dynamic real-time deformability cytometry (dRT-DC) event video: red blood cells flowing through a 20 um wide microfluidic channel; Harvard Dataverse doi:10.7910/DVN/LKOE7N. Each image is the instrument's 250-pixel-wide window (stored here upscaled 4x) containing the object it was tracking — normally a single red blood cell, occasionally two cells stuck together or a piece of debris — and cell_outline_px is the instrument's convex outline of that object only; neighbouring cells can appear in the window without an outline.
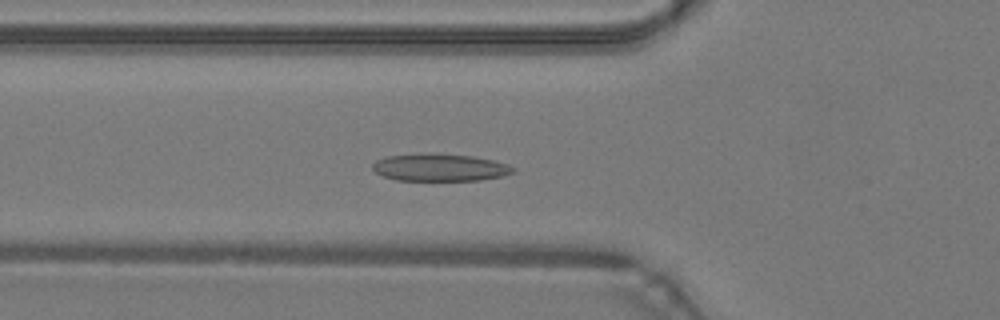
{"species": "common noctule bat (a hibernating species)", "species_latin": "Nyctalus noctula", "temperature_condition": "warm", "stored_images_in_passage": 40, "camera_frame_rate_fps": 3000, "um_per_image_px": 0.085, "animal": {"sex": "male", "body_mass_g": 19.2, "forearm_length_mm": 51.8}, "frame": {"image": 1, "passage_image": 9, "time_ms": 2.667, "image_size_px": [1000, 320], "cell_outline_px": [[516, 172], [504, 176], [480, 180], [396, 180], [384, 176], [376, 172], [372, 168], [372, 164], [376, 160], [388, 156], [472, 156], [492, 160], [508, 164], [516, 168]], "centroid_in_image_um": [37.47, 14.29], "position_along_channel_um": 88.3, "area_um2": 21.39}}
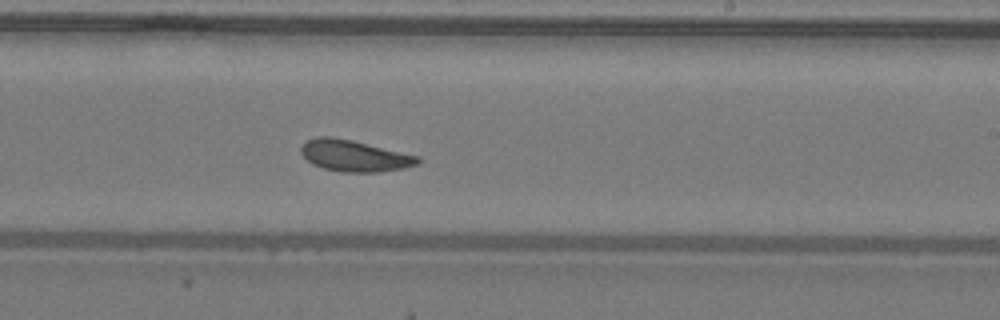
{"frame": {"image": 2, "passage_image": 21, "time_ms": 6.667, "image_size_px": [1000, 320], "cell_outline_px": [[420, 164], [404, 168], [380, 172], [340, 172], [324, 168], [312, 164], [300, 152], [300, 148], [308, 140], [316, 136], [328, 136], [352, 140], [420, 156]], "centroid_in_image_um": [30.15, 13.24], "position_along_channel_um": 258.9, "area_um2": 21.39}}
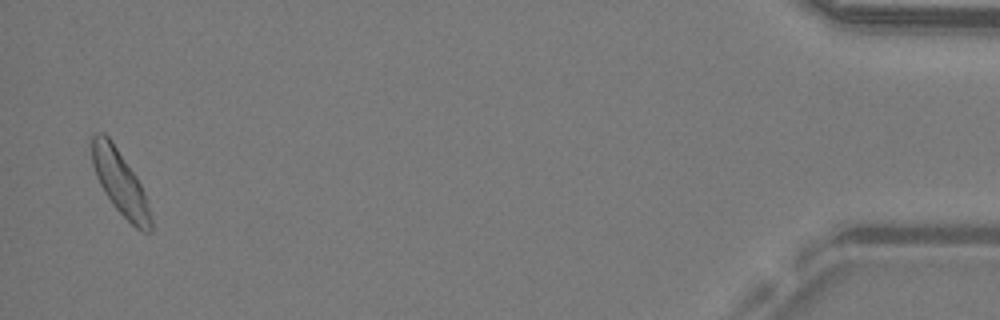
{"frame": {"image": 3, "passage_image": 39, "time_ms": 12.667, "image_size_px": [1000, 320], "cell_outline_px": [[152, 232], [140, 232], [112, 204], [104, 192], [96, 176], [92, 164], [92, 136], [96, 132], [104, 132], [108, 136], [136, 176], [144, 192], [152, 216]], "centroid_in_image_um": [10.22, 15.55], "position_along_channel_um": 425.0, "area_um2": 21.85}, "authors_computed_cell_mechanics": {"area_um2": 21.3571, "velocity_mm_per_s": 4.2507, "shape_relaxation_time_tau1_ms": 3.8378, "shape_relaxation_time_tau2_ms": 5.2517, "deformation_change_tau1": 0.1288, "deformation_change_tau2": 0.1061}}